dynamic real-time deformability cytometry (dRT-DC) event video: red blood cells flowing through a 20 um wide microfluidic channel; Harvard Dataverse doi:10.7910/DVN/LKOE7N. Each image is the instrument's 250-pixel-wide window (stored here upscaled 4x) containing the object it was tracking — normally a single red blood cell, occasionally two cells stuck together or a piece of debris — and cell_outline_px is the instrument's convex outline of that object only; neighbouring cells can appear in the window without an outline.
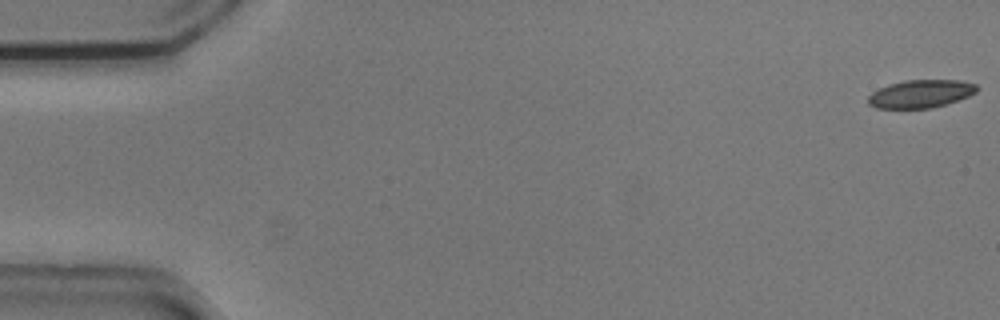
{"species": "common noctule bat (a hibernating species)", "species_latin": "Nyctalus noctula", "temperature_condition": "cold", "stored_images_in_passage": 54, "camera_frame_rate_fps": 3000, "um_per_image_px": 0.085, "animal": {"sex": "male", "body_mass_g": 20.5, "forearm_length_mm": 52.5}, "frame": {"image": 1, "passage_image": 1, "time_ms": 0.0, "image_size_px": [1000, 320], "cell_outline_px": [[980, 88], [976, 92], [968, 96], [932, 108], [876, 108], [868, 104], [868, 96], [872, 92], [888, 84], [904, 80], [960, 80], [976, 84]], "centroid_in_image_um": [78.25, 7.96], "position_along_channel_um": 6.7, "area_um2": 17.69}}
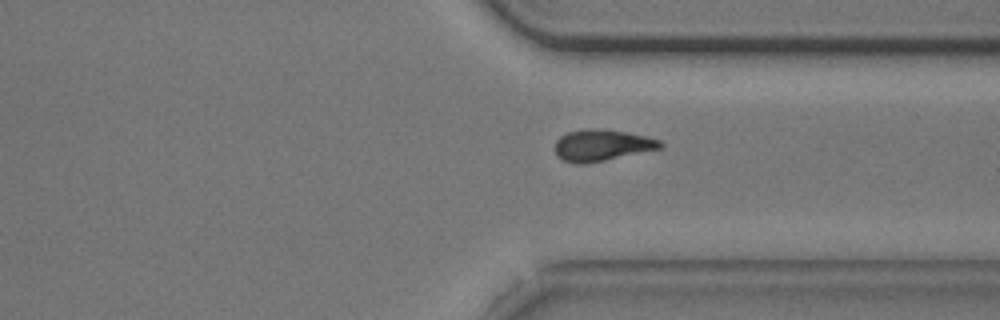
{"frame": {"image": 2, "passage_image": 41, "time_ms": 13.333, "image_size_px": [1000, 320], "cell_outline_px": [[664, 148], [584, 164], [576, 164], [564, 160], [556, 156], [556, 140], [560, 136], [568, 132], [592, 128], [600, 128], [624, 132], [644, 136], [660, 140], [664, 144]], "centroid_in_image_um": [51.17, 12.35], "position_along_channel_um": 360.2, "area_um2": 19.19}}
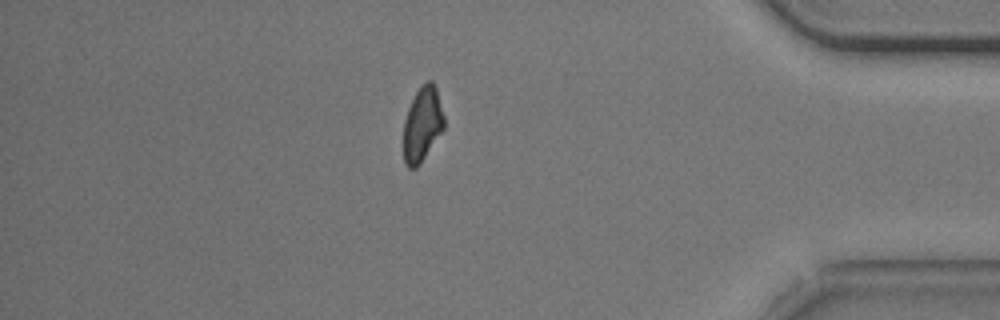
{"frame": {"image": 3, "passage_image": 47, "time_ms": 15.333, "image_size_px": [1000, 320], "cell_outline_px": [[444, 128], [420, 164], [416, 168], [408, 168], [404, 164], [404, 120], [408, 108], [416, 92], [428, 80], [432, 80], [436, 88], [444, 116]], "centroid_in_image_um": [35.89, 10.59], "position_along_channel_um": 399.3, "area_um2": 17.46}, "authors_computed_cell_mechanics": {"area_um2": 19.2185, "velocity_mm_per_s": 3.7272, "shape_relaxation_time_tau1_ms": 2.9963, "shape_relaxation_time_tau2_ms": 7.0741, "deformation_change_tau1": 0.1323, "deformation_change_tau2": 0.1489}}